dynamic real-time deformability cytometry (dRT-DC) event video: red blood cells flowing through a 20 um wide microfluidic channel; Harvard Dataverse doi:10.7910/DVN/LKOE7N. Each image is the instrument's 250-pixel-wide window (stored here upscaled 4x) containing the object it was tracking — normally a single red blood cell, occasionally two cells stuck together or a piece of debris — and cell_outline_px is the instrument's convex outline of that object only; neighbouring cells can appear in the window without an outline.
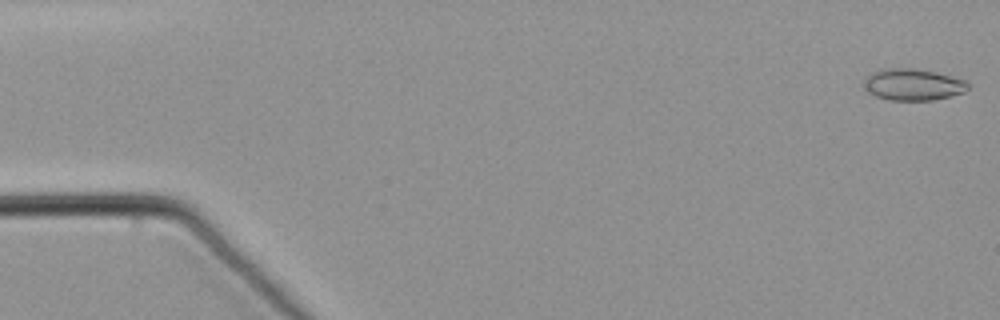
{"species": "common noctule bat (a hibernating species)", "species_latin": "Nyctalus noctula", "temperature_condition": "warm", "stored_images_in_passage": 54, "camera_frame_rate_fps": 3000, "um_per_image_px": 0.085, "animal": {"sex": "male", "body_mass_g": 21.5, "forearm_length_mm": 52.0}, "frame": {"image": 1, "passage_image": 1, "time_ms": 0.0, "image_size_px": [1000, 320], "cell_outline_px": [[968, 88], [964, 92], [932, 100], [888, 100], [876, 96], [868, 92], [864, 84], [864, 80], [872, 72], [880, 68], [912, 68], [936, 72], [968, 80]], "centroid_in_image_um": [77.6, 7.17], "position_along_channel_um": 7.4, "area_um2": 19.19}}
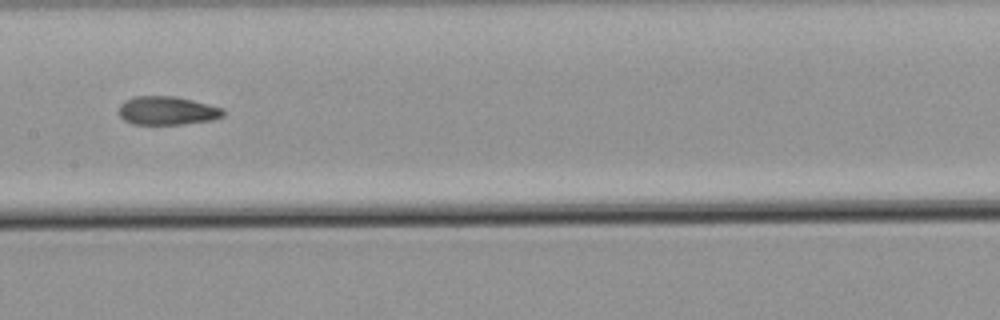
{"frame": {"image": 2, "passage_image": 30, "time_ms": 9.667, "image_size_px": [1000, 320], "cell_outline_px": [[224, 116], [212, 120], [180, 124], [132, 124], [124, 120], [120, 116], [120, 104], [124, 100], [136, 96], [176, 96], [224, 108]], "centroid_in_image_um": [14.22, 9.4], "position_along_channel_um": 193.2, "area_um2": 17.34}}
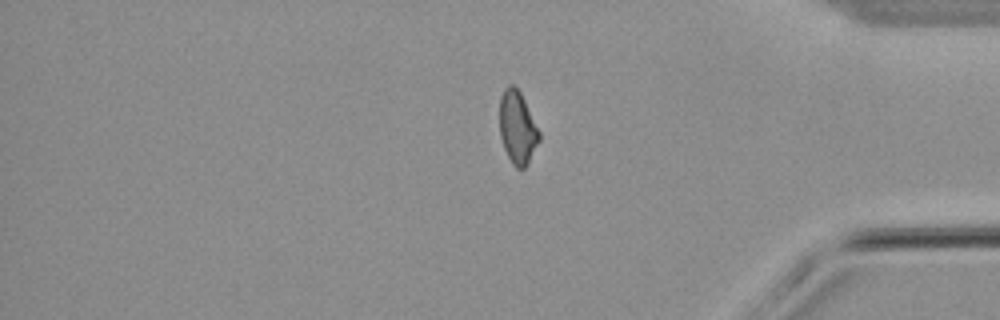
{"frame": {"image": 3, "passage_image": 49, "time_ms": 16.0, "image_size_px": [1000, 320], "cell_outline_px": [[540, 140], [528, 164], [524, 168], [516, 168], [512, 164], [504, 148], [500, 136], [500, 96], [504, 88], [508, 84], [512, 84], [520, 92], [540, 132]], "centroid_in_image_um": [43.98, 10.85], "position_along_channel_um": 391.2, "area_um2": 16.76}}